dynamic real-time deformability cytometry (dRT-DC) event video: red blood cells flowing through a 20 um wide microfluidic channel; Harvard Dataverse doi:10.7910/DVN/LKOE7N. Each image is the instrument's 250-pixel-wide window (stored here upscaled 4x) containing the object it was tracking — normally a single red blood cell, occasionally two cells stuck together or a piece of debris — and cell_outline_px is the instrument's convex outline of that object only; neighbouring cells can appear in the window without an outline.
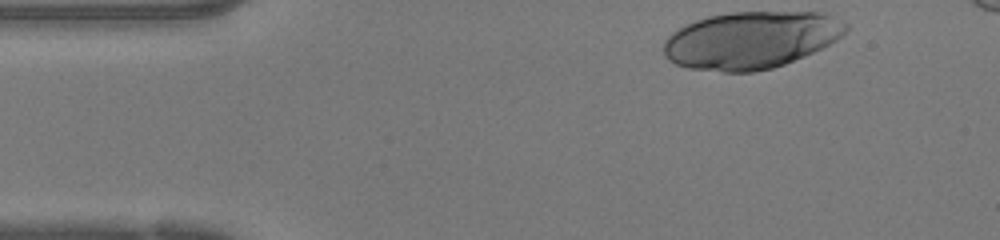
{"species": "human", "species_latin": "Homo sapiens", "temperature_condition": "warm", "stored_images_in_passage": 34, "camera_frame_rate_fps": 3000, "um_per_image_px": 0.085, "donor": {"sex": "female"}, "frame": {"image": 1, "passage_image": 1, "time_ms": 0.0, "image_size_px": [1000, 240], "cell_outline_px": [[848, 28], [836, 40], [804, 56], [784, 64], [772, 68], [752, 72], [724, 72], [688, 68], [676, 64], [668, 60], [664, 56], [664, 40], [672, 32], [696, 20], [708, 16], [732, 12], [824, 12], [848, 24]], "centroid_in_image_um": [63.81, 3.4], "position_along_channel_um": 21.2, "area_um2": 60.63}}
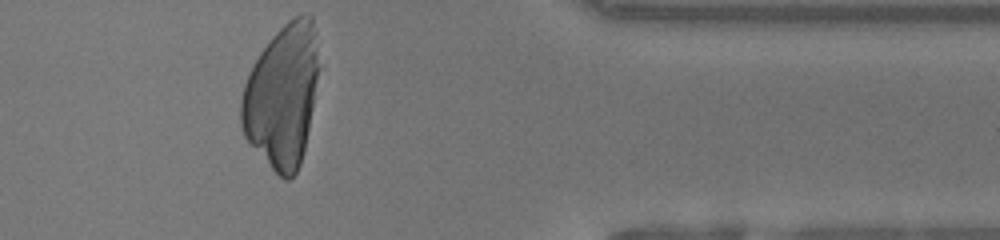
{"frame": {"image": 2, "passage_image": 34, "time_ms": 11.0, "image_size_px": [1000, 240], "cell_outline_px": [[316, 80], [312, 108], [304, 148], [300, 164], [296, 172], [288, 180], [284, 180], [272, 168], [244, 136], [240, 124], [240, 100], [244, 84], [260, 52], [272, 36], [288, 20], [304, 12], [312, 16], [316, 32]], "centroid_in_image_um": [23.95, 8.13], "position_along_channel_um": 387.4, "area_um2": 63.52}}